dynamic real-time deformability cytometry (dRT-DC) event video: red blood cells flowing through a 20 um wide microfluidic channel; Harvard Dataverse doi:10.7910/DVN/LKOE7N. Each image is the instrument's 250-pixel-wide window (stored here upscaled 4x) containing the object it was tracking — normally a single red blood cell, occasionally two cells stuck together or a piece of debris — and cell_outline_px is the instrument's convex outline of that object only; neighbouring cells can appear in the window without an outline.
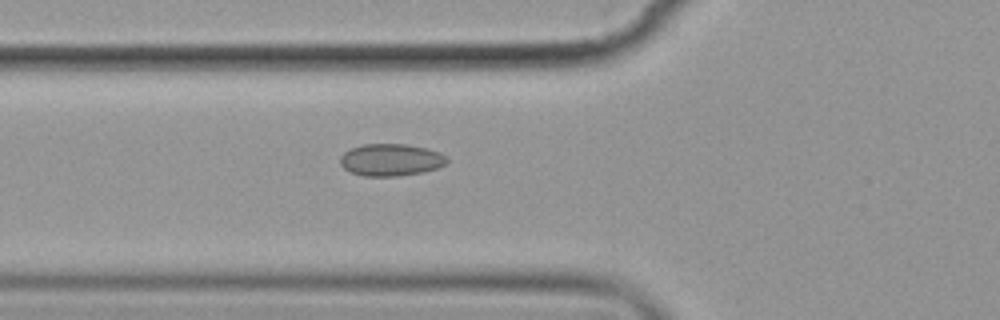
{"species": "common noctule bat (a hibernating species)", "species_latin": "Nyctalus noctula", "temperature_condition": "cold", "stored_images_in_passage": 6, "camera_frame_rate_fps": 3000, "um_per_image_px": 0.085, "animal": {"sex": "female", "body_mass_g": 19.9}, "frame": {"image": 1, "passage_image": 6, "time_ms": 6.667, "image_size_px": [1000, 320], "cell_outline_px": [[448, 164], [424, 172], [400, 176], [364, 176], [352, 172], [344, 168], [340, 164], [340, 156], [344, 152], [352, 148], [364, 144], [404, 144], [428, 148], [440, 152], [448, 156]], "centroid_in_image_um": [33.27, 13.59], "position_along_channel_um": 92.5, "area_um2": 20.17}}